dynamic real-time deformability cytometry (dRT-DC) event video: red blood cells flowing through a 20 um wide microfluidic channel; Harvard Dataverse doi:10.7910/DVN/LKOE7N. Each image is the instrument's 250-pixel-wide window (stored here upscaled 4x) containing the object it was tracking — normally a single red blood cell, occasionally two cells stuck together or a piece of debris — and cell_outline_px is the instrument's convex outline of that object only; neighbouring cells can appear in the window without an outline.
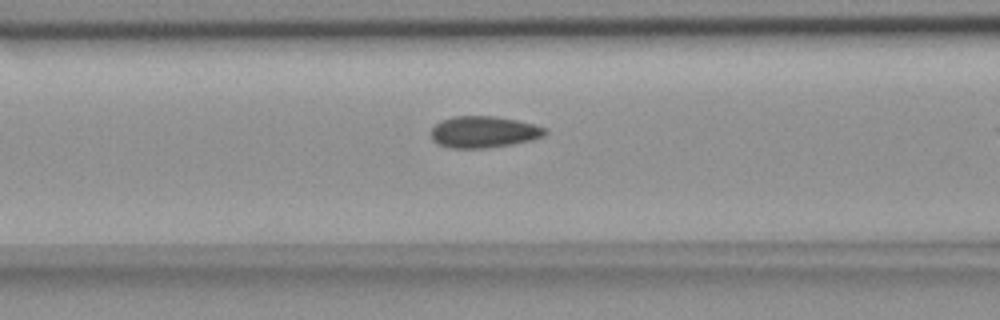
{"species": "common noctule bat (a hibernating species)", "species_latin": "Nyctalus noctula", "temperature_condition": "room temperature", "stored_images_in_passage": 17, "camera_frame_rate_fps": 3000, "um_per_image_px": 0.085, "animal": {"sex": "female", "body_mass_g": 18.4}, "frame": {"image": 1, "passage_image": 15, "time_ms": 4.667, "image_size_px": [1000, 320], "cell_outline_px": [[548, 132], [544, 136], [532, 140], [512, 144], [484, 148], [448, 148], [436, 144], [432, 140], [432, 128], [440, 120], [452, 116], [496, 116], [516, 120], [548, 128]], "centroid_in_image_um": [41.11, 11.22], "position_along_channel_um": 125.5, "area_um2": 21.15}}